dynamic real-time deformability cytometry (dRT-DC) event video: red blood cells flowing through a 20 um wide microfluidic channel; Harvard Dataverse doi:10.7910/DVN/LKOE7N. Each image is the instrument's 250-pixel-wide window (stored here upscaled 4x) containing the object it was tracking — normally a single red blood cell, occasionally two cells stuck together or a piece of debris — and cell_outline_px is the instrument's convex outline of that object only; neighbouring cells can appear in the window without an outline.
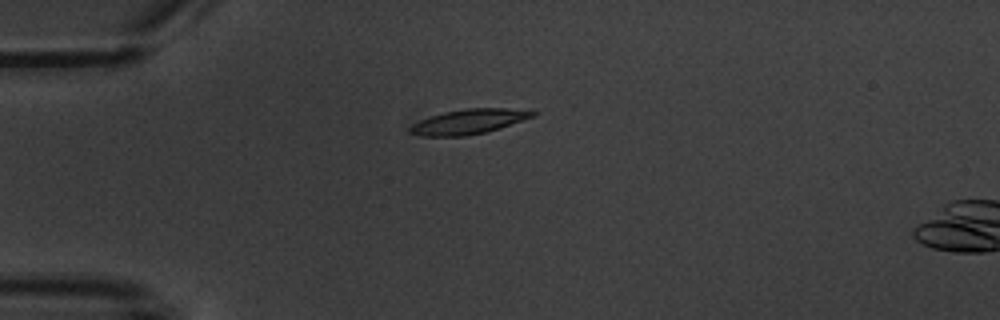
{"species": "common noctule bat (a hibernating species)", "species_latin": "Nyctalus noctula", "temperature_condition": "warm", "stored_images_in_passage": 2, "camera_frame_rate_fps": 3000, "um_per_image_px": 0.085, "animal": {"sex": "male", "body_mass_g": 20.1, "forearm_length_mm": 53.5}, "frame": {"image": 1, "passage_image": 1, "time_ms": 0.0, "image_size_px": [1000, 320], "cell_outline_px": [[536, 116], [484, 132], [464, 136], [420, 136], [408, 132], [408, 128], [412, 124], [420, 120], [444, 112], [468, 108], [532, 108], [536, 112]], "centroid_in_image_um": [39.89, 10.32], "position_along_channel_um": 45.1, "area_um2": 17.8}}